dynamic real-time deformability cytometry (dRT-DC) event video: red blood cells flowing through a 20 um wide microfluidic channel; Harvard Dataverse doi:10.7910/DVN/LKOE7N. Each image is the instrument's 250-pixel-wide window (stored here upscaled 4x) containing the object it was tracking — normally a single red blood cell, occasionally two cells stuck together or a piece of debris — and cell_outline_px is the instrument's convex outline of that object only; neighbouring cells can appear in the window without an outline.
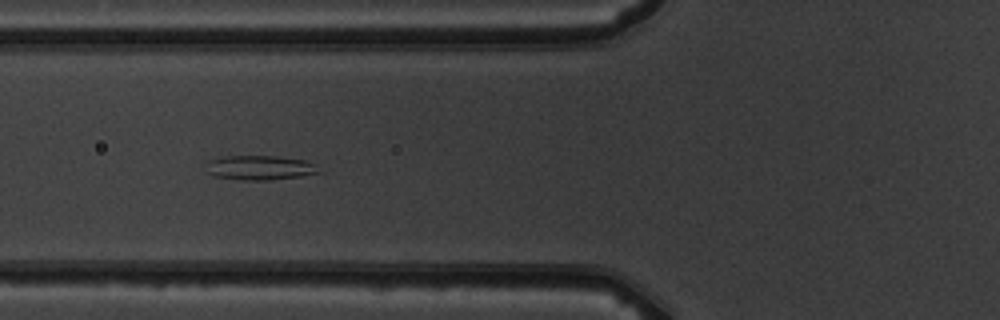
{"species": "common noctule bat (a hibernating species)", "species_latin": "Nyctalus noctula", "temperature_condition": "warm", "stored_images_in_passage": 7, "camera_frame_rate_fps": 3000, "um_per_image_px": 0.085, "animal": {"sex": "male", "body_mass_g": 19.5, "forearm_length_mm": 54.6}, "frame": {"image": 1, "passage_image": 5, "time_ms": 5.333, "image_size_px": [1000, 320], "cell_outline_px": [[324, 172], [300, 176], [272, 180], [244, 180], [212, 176], [208, 172], [208, 160], [224, 156], [276, 156], [308, 160], [316, 164]], "centroid_in_image_um": [22.16, 14.25], "position_along_channel_um": 103.6, "area_um2": 16.3}}
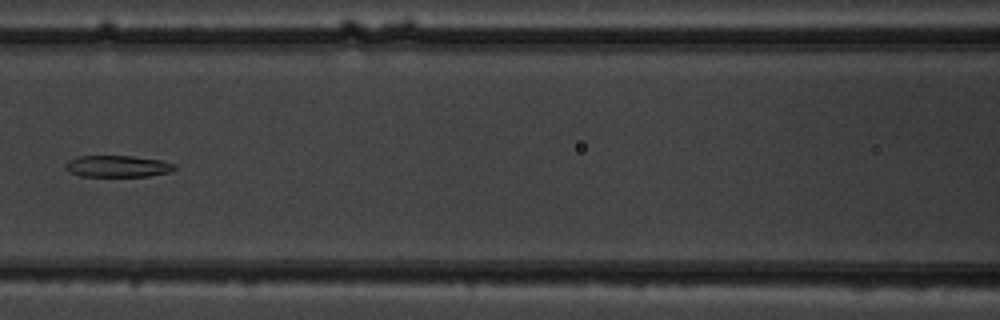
{"frame": {"image": 2, "passage_image": 6, "time_ms": 6.667, "image_size_px": [1000, 320], "cell_outline_px": [[176, 168], [168, 172], [148, 176], [80, 176], [68, 172], [64, 168], [64, 164], [68, 160], [76, 156], [132, 156], [160, 160], [176, 164]], "centroid_in_image_um": [9.93, 14.13], "position_along_channel_um": 156.7, "area_um2": 13.81}}
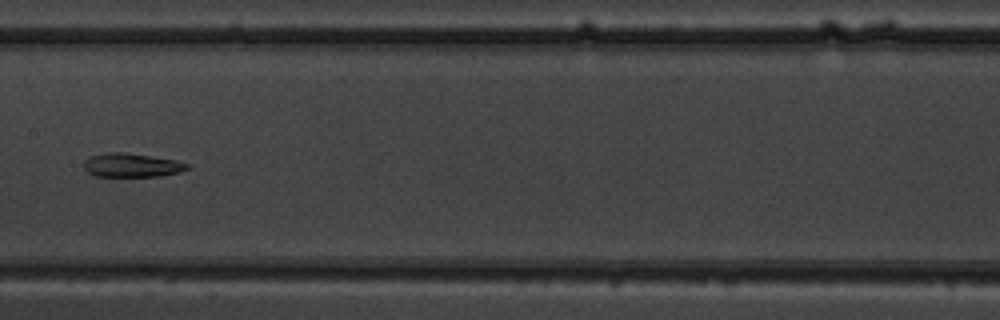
{"frame": {"image": 3, "passage_image": 7, "time_ms": 7.667, "image_size_px": [1000, 320], "cell_outline_px": [[192, 168], [180, 172], [160, 176], [96, 176], [88, 172], [84, 168], [84, 164], [92, 156], [108, 152], [124, 152], [176, 160], [188, 164]], "centroid_in_image_um": [11.26, 14.05], "position_along_channel_um": 196.1, "area_um2": 14.16}}